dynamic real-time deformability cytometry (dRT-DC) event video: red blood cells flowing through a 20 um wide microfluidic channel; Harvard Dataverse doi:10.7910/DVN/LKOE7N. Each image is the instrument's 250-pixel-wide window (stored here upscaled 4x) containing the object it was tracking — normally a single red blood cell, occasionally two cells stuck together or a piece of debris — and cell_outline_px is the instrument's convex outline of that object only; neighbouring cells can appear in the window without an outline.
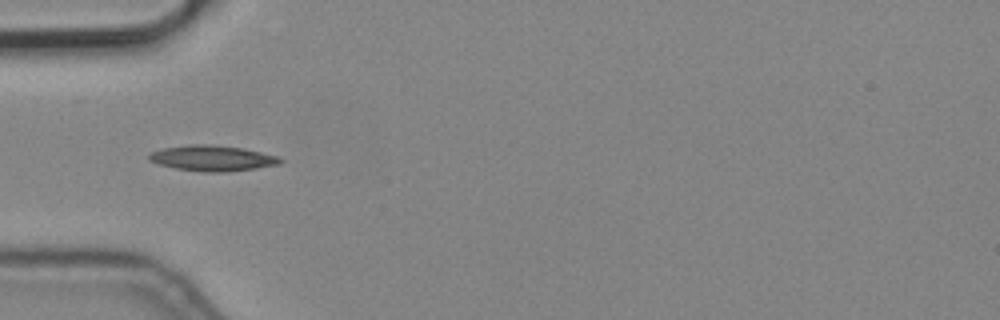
{"species": "common noctule bat (a hibernating species)", "species_latin": "Nyctalus noctula", "temperature_condition": "cold", "stored_images_in_passage": 4, "camera_frame_rate_fps": 3000, "um_per_image_px": 0.085, "animal": {"sex": "male", "body_mass_g": 19.2, "forearm_length_mm": 51.8}, "frame": {"image": 1, "passage_image": 4, "time_ms": 1.0, "image_size_px": [1000, 320], "cell_outline_px": [[284, 160], [280, 164], [256, 168], [224, 172], [204, 172], [176, 168], [160, 164], [148, 160], [148, 152], [164, 148], [188, 144], [212, 144], [244, 148], [276, 156]], "centroid_in_image_um": [18.03, 13.43], "position_along_channel_um": 67.0, "area_um2": 19.59}}